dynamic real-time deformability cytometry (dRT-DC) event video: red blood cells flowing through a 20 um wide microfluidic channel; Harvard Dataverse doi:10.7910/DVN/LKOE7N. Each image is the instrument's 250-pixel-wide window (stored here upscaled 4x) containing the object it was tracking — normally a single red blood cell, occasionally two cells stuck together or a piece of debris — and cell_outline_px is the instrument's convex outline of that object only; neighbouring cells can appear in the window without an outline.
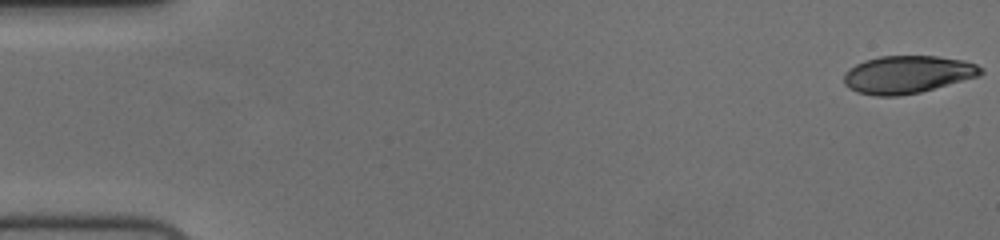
{"species": "human", "species_latin": "Homo sapiens", "temperature_condition": "cold", "stored_images_in_passage": 57, "camera_frame_rate_fps": 3000, "um_per_image_px": 0.085, "donor": {"sex": "female"}, "frame": {"image": 1, "passage_image": 1, "time_ms": 0.0, "image_size_px": [1000, 240], "cell_outline_px": [[984, 72], [980, 76], [920, 92], [896, 96], [876, 96], [860, 92], [844, 84], [844, 76], [856, 64], [864, 60], [880, 56], [936, 56], [960, 60], [976, 64]], "centroid_in_image_um": [77.16, 6.33], "position_along_channel_um": 7.8, "area_um2": 29.59}}
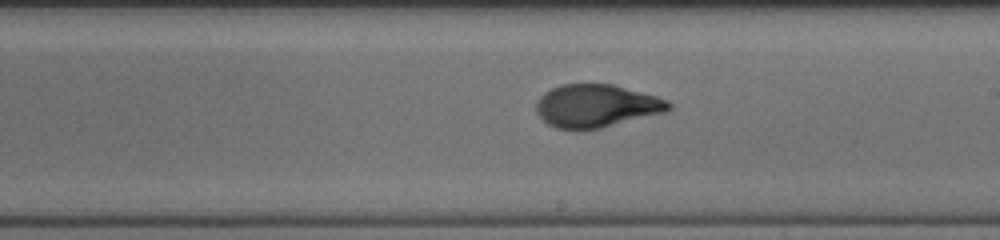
{"frame": {"image": 2, "passage_image": 33, "time_ms": 10.667, "image_size_px": [1000, 240], "cell_outline_px": [[672, 108], [664, 112], [600, 128], [556, 128], [548, 124], [536, 112], [536, 100], [544, 92], [560, 84], [612, 84], [656, 96], [668, 100], [672, 104]], "centroid_in_image_um": [50.68, 8.98], "position_along_channel_um": 238.3, "area_um2": 32.71}}
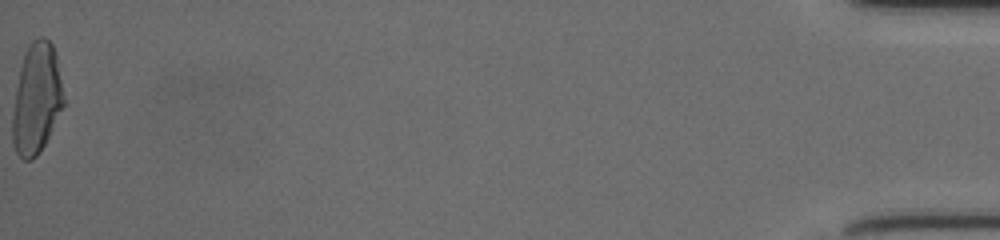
{"frame": {"image": 3, "passage_image": 57, "time_ms": 18.667, "image_size_px": [1000, 240], "cell_outline_px": [[64, 104], [44, 144], [36, 156], [32, 160], [24, 160], [16, 152], [12, 144], [12, 112], [16, 88], [20, 68], [24, 56], [32, 40], [40, 36], [44, 36], [52, 44], [56, 56], [64, 96]], "centroid_in_image_um": [3.09, 8.4], "position_along_channel_um": 432.1, "area_um2": 32.6}, "authors_computed_cell_mechanics": {"area_um2": 32.7148, "velocity_mm_per_s": 3.7279, "shape_relaxation_time_tau1_ms": 5.3289, "shape_relaxation_time_tau2_ms": 0.9966, "deformation_change_tau1": 0.2228, "deformation_change_tau2": 0.0631}}